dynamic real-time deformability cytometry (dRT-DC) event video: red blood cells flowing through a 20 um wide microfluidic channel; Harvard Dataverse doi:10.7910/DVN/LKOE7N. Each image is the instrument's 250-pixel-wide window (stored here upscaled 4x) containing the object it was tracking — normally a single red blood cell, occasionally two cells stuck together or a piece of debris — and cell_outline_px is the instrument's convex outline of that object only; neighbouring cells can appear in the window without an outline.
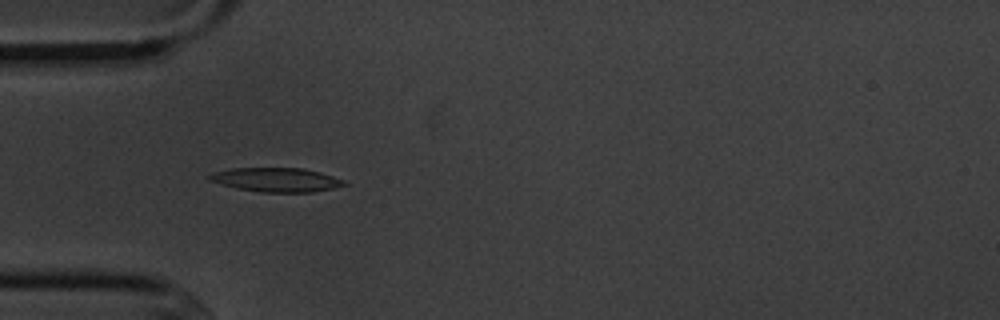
{"species": "common noctule bat (a hibernating species)", "species_latin": "Nyctalus noctula", "temperature_condition": "cold", "stored_images_in_passage": 5, "camera_frame_rate_fps": 3000, "um_per_image_px": 0.085, "animal": {"sex": "male", "body_mass_g": 20.1, "forearm_length_mm": 53.5}, "frame": {"image": 1, "passage_image": 4, "time_ms": 3.667, "image_size_px": [1000, 320], "cell_outline_px": [[348, 184], [332, 188], [312, 192], [260, 192], [236, 188], [208, 180], [204, 176], [212, 172], [232, 168], [304, 168], [320, 172], [344, 180]], "centroid_in_image_um": [23.43, 15.27], "position_along_channel_um": 61.6, "area_um2": 18.96}}
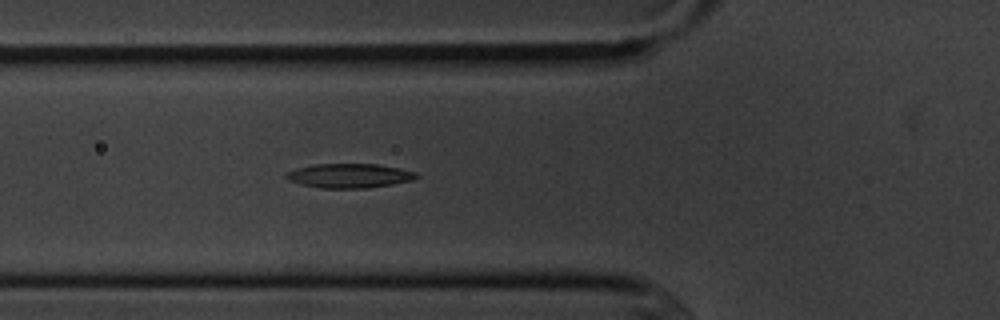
{"frame": {"image": 2, "passage_image": 5, "time_ms": 4.667, "image_size_px": [1000, 320], "cell_outline_px": [[420, 176], [412, 180], [392, 184], [368, 188], [320, 188], [300, 184], [288, 180], [284, 176], [288, 172], [296, 168], [312, 164], [376, 164], [400, 168], [416, 172]], "centroid_in_image_um": [29.69, 14.93], "position_along_channel_um": 96.1, "area_um2": 18.5}}